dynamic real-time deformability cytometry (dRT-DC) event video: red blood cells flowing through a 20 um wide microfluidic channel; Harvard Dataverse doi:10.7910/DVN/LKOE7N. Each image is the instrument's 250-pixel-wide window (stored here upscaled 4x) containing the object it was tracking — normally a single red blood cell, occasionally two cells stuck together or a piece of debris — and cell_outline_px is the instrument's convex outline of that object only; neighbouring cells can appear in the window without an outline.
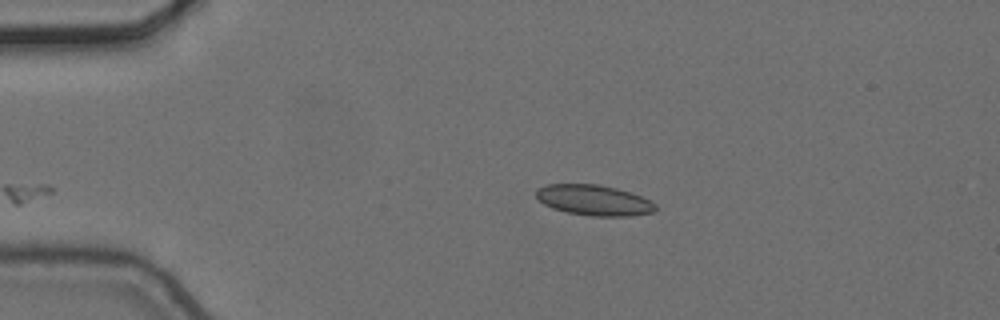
{"species": "common noctule bat (a hibernating species)", "species_latin": "Nyctalus noctula", "temperature_condition": "cold", "stored_images_in_passage": 7, "camera_frame_rate_fps": 3000, "um_per_image_px": 0.085, "animal": {"sex": "female", "body_mass_g": 24.6, "forearm_length_mm": 56.2}, "frame": {"image": 1, "passage_image": 2, "time_ms": 0.333, "image_size_px": [1000, 320], "cell_outline_px": [[656, 208], [652, 212], [632, 216], [592, 216], [568, 212], [552, 208], [544, 204], [536, 196], [536, 188], [548, 184], [600, 184], [616, 188], [640, 196], [656, 204]], "centroid_in_image_um": [50.46, 17.01], "position_along_channel_um": 34.5, "area_um2": 21.1}}
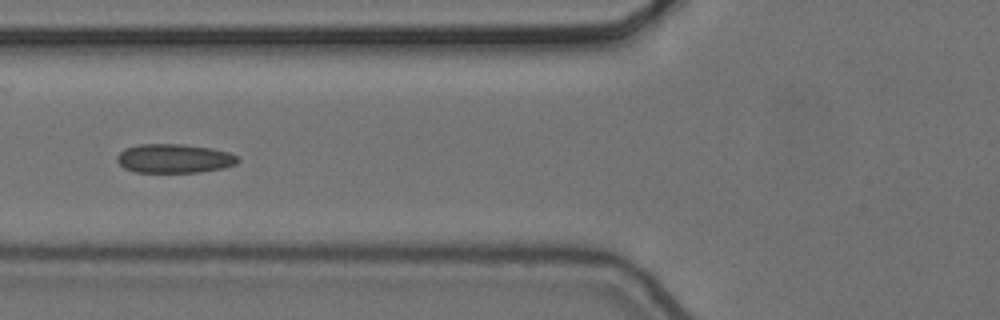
{"frame": {"image": 2, "passage_image": 5, "time_ms": 1.333, "image_size_px": [1000, 320], "cell_outline_px": [[240, 160], [236, 164], [224, 168], [200, 172], [136, 172], [124, 168], [116, 160], [116, 156], [124, 148], [140, 144], [184, 144], [212, 148], [228, 152], [240, 156]], "centroid_in_image_um": [14.83, 13.47], "position_along_channel_um": 111.0, "area_um2": 20.63}}
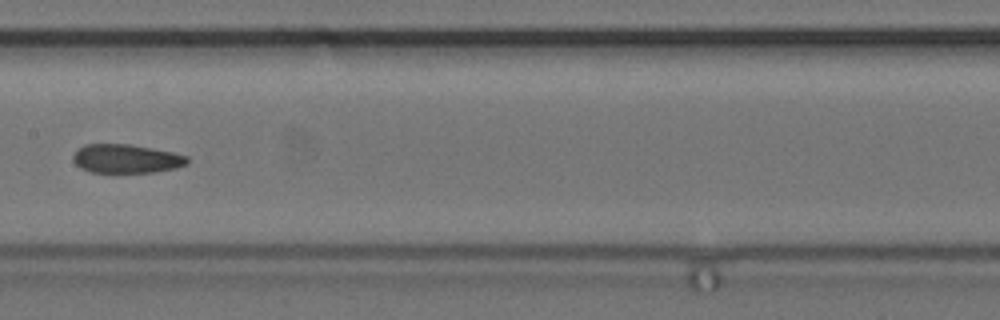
{"frame": {"image": 3, "passage_image": 7, "time_ms": 2.0, "image_size_px": [1000, 320], "cell_outline_px": [[188, 164], [176, 168], [156, 172], [88, 172], [80, 168], [72, 160], [72, 156], [76, 148], [84, 144], [128, 144], [152, 148], [172, 152], [188, 156]], "centroid_in_image_um": [10.69, 13.49], "position_along_channel_um": 196.7, "area_um2": 19.36}}